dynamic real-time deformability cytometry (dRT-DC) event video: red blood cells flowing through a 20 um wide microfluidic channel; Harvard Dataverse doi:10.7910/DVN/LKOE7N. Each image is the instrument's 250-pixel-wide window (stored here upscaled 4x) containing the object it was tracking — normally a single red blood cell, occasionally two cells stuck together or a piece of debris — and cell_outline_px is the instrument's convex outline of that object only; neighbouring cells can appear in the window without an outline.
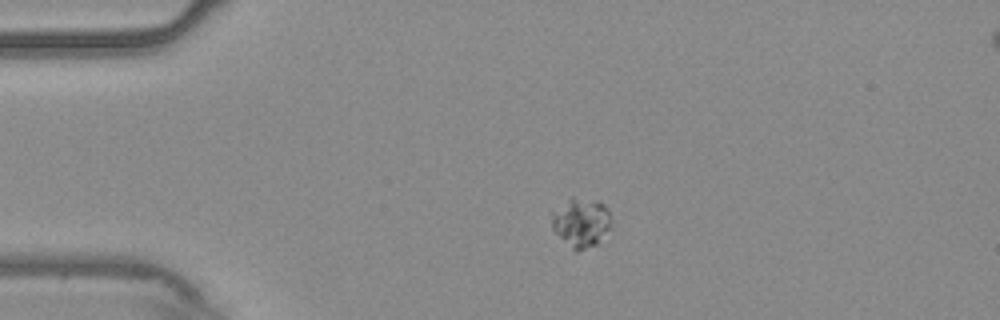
{"species": "common noctule bat (a hibernating species)", "species_latin": "Nyctalus noctula", "temperature_condition": "warm", "stored_images_in_passage": 44, "camera_frame_rate_fps": 3000, "um_per_image_px": 0.085, "animal": {"sex": "male", "body_mass_g": 20.4}, "frame": {"image": 1, "passage_image": 1, "time_ms": 0.0, "image_size_px": [1000, 320], "cell_outline_px": [[608, 228], [596, 244], [576, 252], [552, 228], [552, 212], [572, 196], [600, 200], [608, 208]], "centroid_in_image_um": [49.37, 18.86], "position_along_channel_um": 35.6, "area_um2": 16.59}}
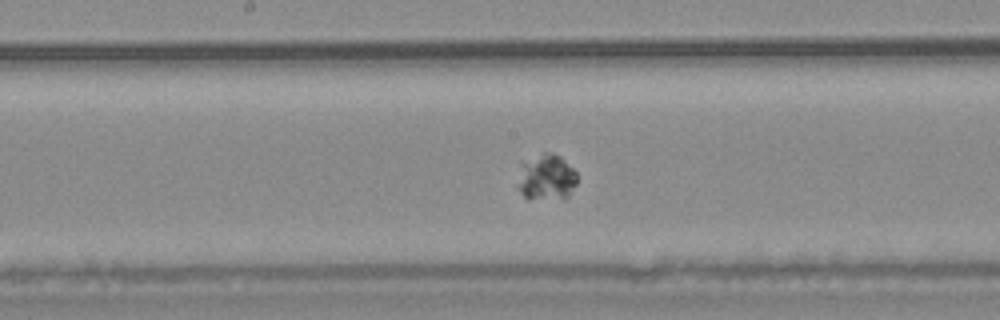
{"frame": {"image": 2, "passage_image": 18, "time_ms": 5.667, "image_size_px": [1000, 320], "cell_outline_px": [[576, 184], [568, 196], [564, 200], [528, 200], [520, 192], [520, 164], [544, 152], [552, 152], [560, 156], [576, 172]], "centroid_in_image_um": [46.47, 15.12], "position_along_channel_um": 201.7, "area_um2": 16.01}}
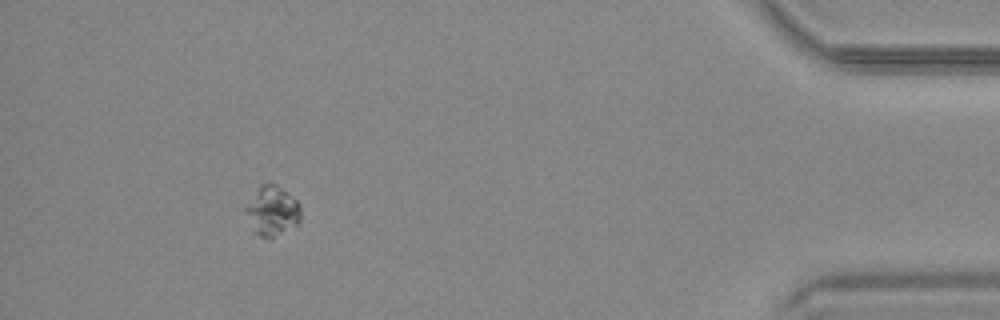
{"frame": {"image": 3, "passage_image": 40, "time_ms": 13.0, "image_size_px": [1000, 320], "cell_outline_px": [[300, 224], [272, 236], [260, 236], [252, 232], [244, 208], [260, 184], [276, 184], [292, 196], [300, 204]], "centroid_in_image_um": [23.13, 17.91], "position_along_channel_um": 412.1, "area_um2": 15.78}}